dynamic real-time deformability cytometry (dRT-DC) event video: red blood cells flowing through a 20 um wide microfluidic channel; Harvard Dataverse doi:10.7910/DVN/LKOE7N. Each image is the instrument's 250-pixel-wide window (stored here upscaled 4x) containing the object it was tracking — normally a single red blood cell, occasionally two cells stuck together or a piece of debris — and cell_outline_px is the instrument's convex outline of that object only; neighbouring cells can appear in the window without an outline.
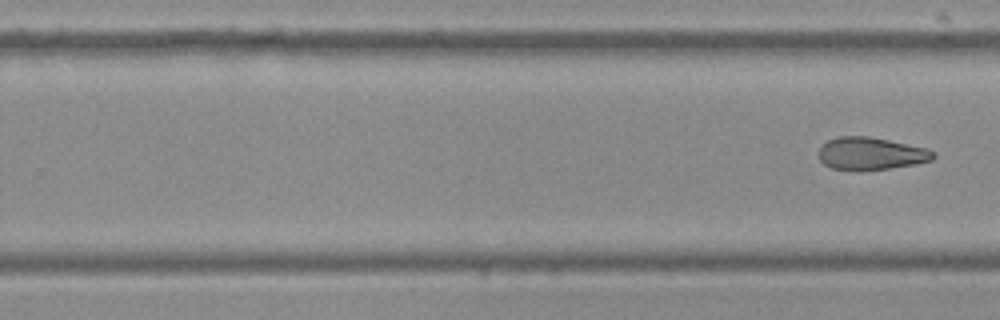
{"species": "Egyptian fruit bat (a non-hibernating species)", "species_latin": "Rousettus aegyptiacus", "temperature_condition": "cold", "stored_images_in_passage": 11, "segment_of_instrument_passage": [2, 2], "camera_frame_rate_fps": 3000, "um_per_image_px": 0.085, "frame": {"image": 1, "passage_image": 11, "time_ms": 3.333, "image_size_px": [1000, 320], "cell_outline_px": [[936, 156], [932, 160], [916, 164], [888, 168], [832, 168], [824, 164], [820, 160], [816, 152], [828, 140], [836, 136], [868, 136], [928, 148]], "centroid_in_image_um": [74.02, 13.02], "position_along_channel_um": 255.8, "area_um2": 21.21}}